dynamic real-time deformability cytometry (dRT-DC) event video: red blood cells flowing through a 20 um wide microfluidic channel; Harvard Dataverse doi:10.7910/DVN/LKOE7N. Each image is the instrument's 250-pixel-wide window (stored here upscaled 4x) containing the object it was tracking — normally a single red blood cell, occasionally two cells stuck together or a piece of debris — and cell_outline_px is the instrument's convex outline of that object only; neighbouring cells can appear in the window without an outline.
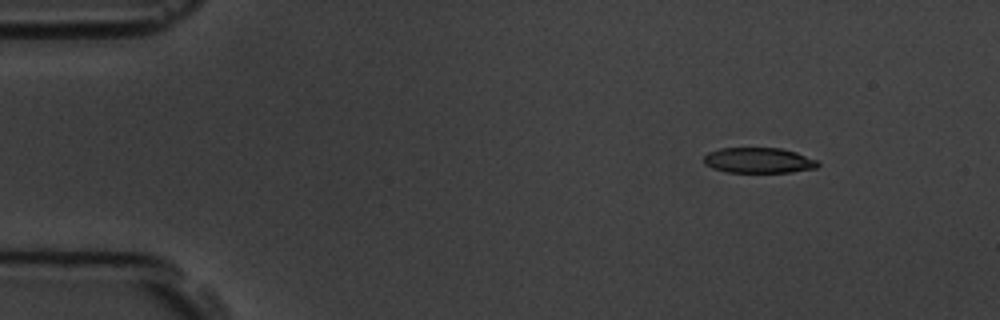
{"species": "common noctule bat (a hibernating species)", "species_latin": "Nyctalus noctula", "temperature_condition": "room temperature", "stored_images_in_passage": 4, "camera_frame_rate_fps": 3000, "um_per_image_px": 0.085, "animal": {"sex": "male", "body_mass_g": 19.5, "forearm_length_mm": 54.6}, "frame": {"image": 1, "passage_image": 1, "time_ms": 0.0, "image_size_px": [1000, 320], "cell_outline_px": [[820, 164], [816, 168], [792, 172], [728, 172], [712, 168], [704, 164], [704, 156], [708, 152], [720, 148], [780, 148], [796, 152], [816, 160]], "centroid_in_image_um": [64.47, 13.63], "position_along_channel_um": 20.5, "area_um2": 16.88}}
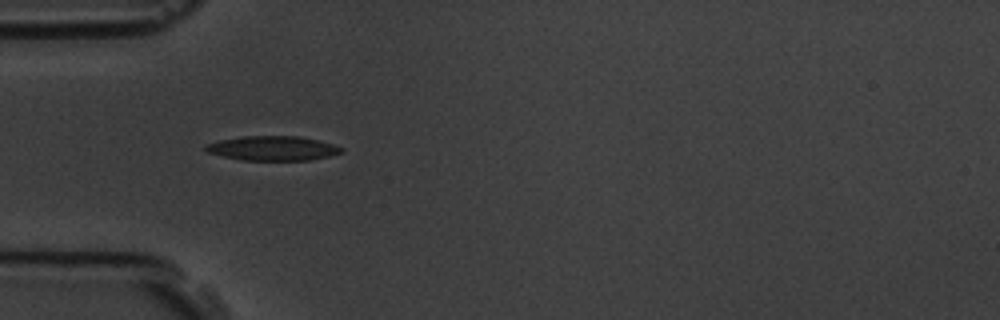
{"frame": {"image": 2, "passage_image": 4, "time_ms": 3.333, "image_size_px": [1000, 320], "cell_outline_px": [[344, 152], [328, 156], [308, 160], [240, 160], [208, 152], [204, 148], [204, 144], [220, 140], [244, 136], [300, 136], [332, 144], [344, 148]], "centroid_in_image_um": [23.17, 12.6], "position_along_channel_um": 61.8, "area_um2": 19.25}}